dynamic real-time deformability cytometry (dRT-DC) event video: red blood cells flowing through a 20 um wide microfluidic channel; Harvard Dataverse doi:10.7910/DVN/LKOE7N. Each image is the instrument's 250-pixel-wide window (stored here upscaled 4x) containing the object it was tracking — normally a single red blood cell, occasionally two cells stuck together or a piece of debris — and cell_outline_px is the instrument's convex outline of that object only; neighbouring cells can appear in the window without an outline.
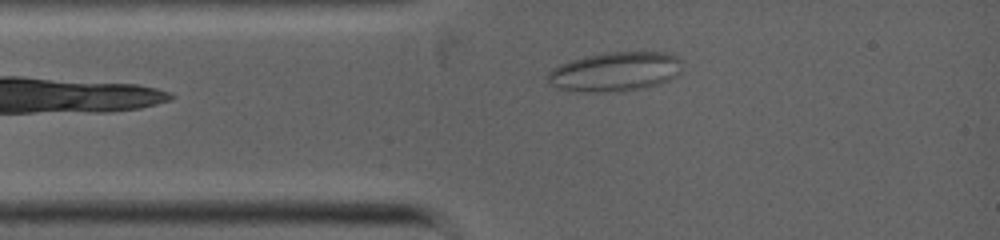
{"species": "common noctule bat (a hibernating species)", "species_latin": "Nyctalus noctula", "temperature_condition": "warm", "stored_images_in_passage": 3, "camera_frame_rate_fps": 5000, "um_per_image_px": 0.085, "animal": {"sex": "female", "body_mass_g": 19.0, "forearm_length_mm": 53.3}, "frame": {"image": 1, "passage_image": 1, "time_ms": 0.0, "image_size_px": [1000, 240], "cell_outline_px": [[680, 72], [676, 76], [660, 84], [644, 88], [616, 92], [580, 92], [556, 88], [548, 84], [544, 76], [552, 68], [560, 64], [584, 56], [604, 52], [668, 52], [676, 56], [680, 60]], "centroid_in_image_um": [52.22, 6.1], "position_along_channel_um": 32.8, "area_um2": 31.33}}